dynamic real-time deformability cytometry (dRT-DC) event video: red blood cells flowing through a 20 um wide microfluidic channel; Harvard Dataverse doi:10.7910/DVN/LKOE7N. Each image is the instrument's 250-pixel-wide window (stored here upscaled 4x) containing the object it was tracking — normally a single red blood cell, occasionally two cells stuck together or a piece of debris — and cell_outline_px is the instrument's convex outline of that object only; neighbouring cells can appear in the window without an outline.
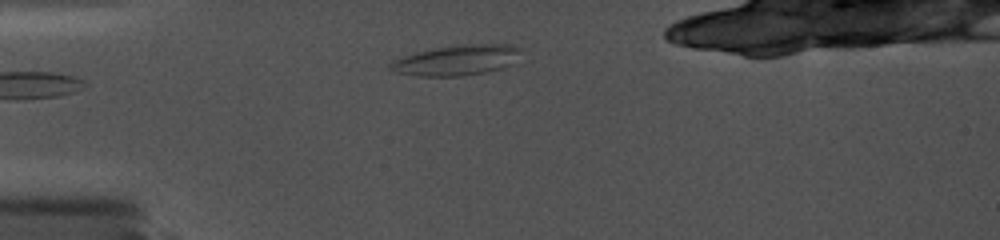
{"species": "common noctule bat (a hibernating species)", "species_latin": "Nyctalus noctula", "temperature_condition": "cold", "stored_images_in_passage": 28, "segment_of_instrument_passage": [1, 2], "camera_frame_rate_fps": 5000, "um_per_image_px": 0.085, "animal": {"sex": "female", "body_mass_g": 19.0, "forearm_length_mm": 56.7}, "frame": {"image": 1, "passage_image": 2, "time_ms": 0.4, "image_size_px": [1000, 240], "cell_outline_px": [[512, 48], [508, 64], [500, 68], [484, 72], [464, 76], [416, 76], [400, 72], [392, 68], [392, 64], [396, 60], [420, 52], [436, 48], [480, 44], [504, 44]], "centroid_in_image_um": [38.69, 5.15], "position_along_channel_um": 46.3, "area_um2": 20.98}}
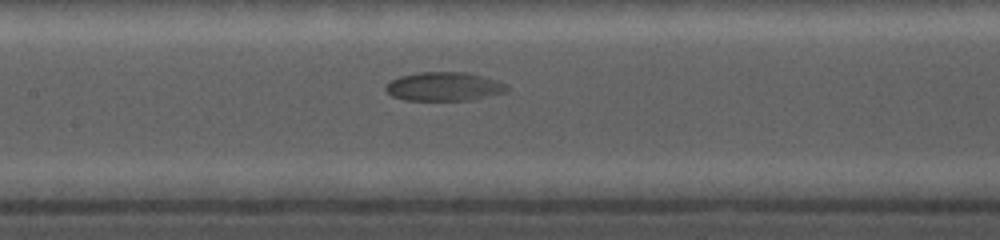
{"frame": {"image": 2, "passage_image": 12, "time_ms": 4.6, "image_size_px": [1000, 240], "cell_outline_px": [[508, 92], [472, 100], [404, 100], [392, 96], [384, 88], [392, 80], [400, 76], [420, 72], [464, 72], [480, 76], [508, 84]], "centroid_in_image_um": [37.76, 7.36], "position_along_channel_um": 169.6, "area_um2": 20.23}}
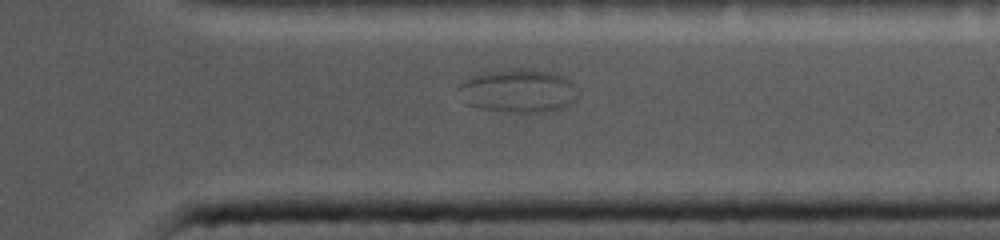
{"frame": {"image": 3, "passage_image": 24, "time_ms": 10.2, "image_size_px": [1000, 240], "cell_outline_px": [[576, 100], [572, 104], [560, 108], [544, 112], [516, 112], [480, 108], [464, 104], [456, 88], [460, 80], [480, 72], [516, 68], [532, 68], [564, 76], [572, 80], [576, 88]], "centroid_in_image_um": [43.99, 7.69], "position_along_channel_um": 367.4, "area_um2": 30.87}}